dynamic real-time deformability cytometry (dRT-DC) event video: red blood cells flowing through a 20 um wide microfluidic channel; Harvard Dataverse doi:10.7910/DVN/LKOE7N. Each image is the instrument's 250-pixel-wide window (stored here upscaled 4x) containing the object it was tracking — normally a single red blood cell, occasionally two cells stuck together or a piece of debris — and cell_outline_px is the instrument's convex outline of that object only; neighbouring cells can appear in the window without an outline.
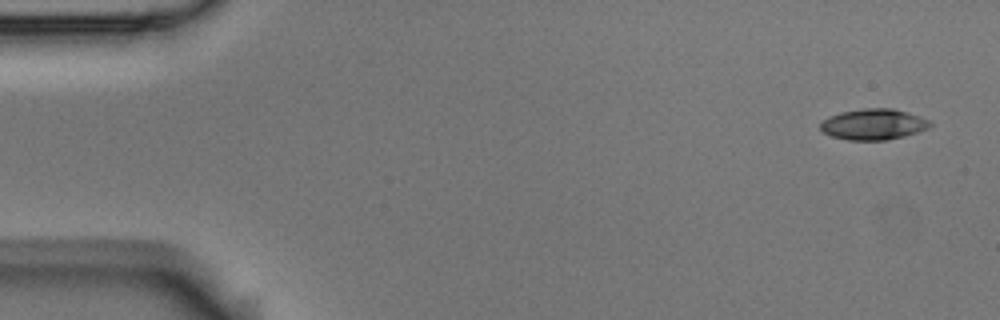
{"species": "Egyptian fruit bat (a non-hibernating species)", "species_latin": "Rousettus aegyptiacus", "temperature_condition": "room temperature", "stored_images_in_passage": 5, "camera_frame_rate_fps": 3000, "um_per_image_px": 0.085, "animal": {"sex": "male"}, "frame": {"image": 1, "passage_image": 1, "time_ms": 0.0, "image_size_px": [1000, 320], "cell_outline_px": [[932, 124], [928, 128], [904, 136], [884, 140], [848, 140], [832, 136], [824, 132], [820, 128], [820, 124], [828, 116], [840, 112], [864, 108], [892, 108], [908, 112], [920, 116], [928, 120]], "centroid_in_image_um": [74.23, 10.56], "position_along_channel_um": 10.8, "area_um2": 19.65}}
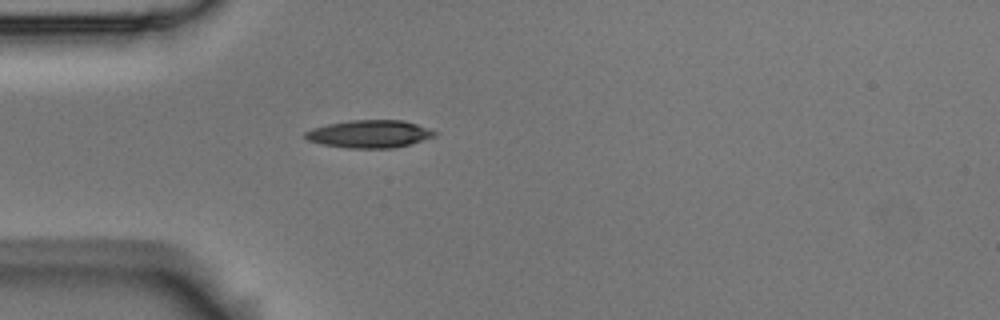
{"frame": {"image": 2, "passage_image": 5, "time_ms": 1.333, "image_size_px": [1000, 320], "cell_outline_px": [[440, 132], [436, 136], [408, 144], [392, 148], [348, 148], [324, 144], [308, 140], [304, 136], [304, 132], [312, 128], [328, 124], [348, 120], [404, 120]], "centroid_in_image_um": [31.42, 11.37], "position_along_channel_um": 53.6, "area_um2": 20.81}}